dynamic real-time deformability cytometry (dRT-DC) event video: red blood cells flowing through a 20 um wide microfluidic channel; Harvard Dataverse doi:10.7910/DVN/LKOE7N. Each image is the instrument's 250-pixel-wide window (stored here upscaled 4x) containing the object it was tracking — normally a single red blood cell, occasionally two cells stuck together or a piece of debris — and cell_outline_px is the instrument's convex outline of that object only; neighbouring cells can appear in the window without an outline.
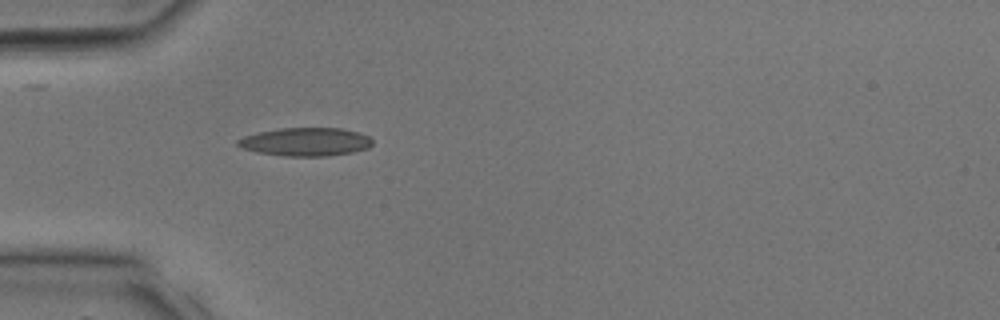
{"species": "common noctule bat (a hibernating species)", "species_latin": "Nyctalus noctula", "temperature_condition": "room temperature", "stored_images_in_passage": 23, "camera_frame_rate_fps": 3000, "um_per_image_px": 0.085, "animal": {"sex": "male", "body_mass_g": 17.9, "forearm_length_mm": 54.2}, "frame": {"image": 1, "passage_image": 1, "time_ms": 0.0, "image_size_px": [1000, 320], "cell_outline_px": [[372, 144], [368, 148], [352, 152], [328, 156], [284, 156], [256, 152], [244, 148], [236, 144], [236, 140], [244, 136], [260, 132], [280, 128], [340, 128], [356, 132], [368, 136], [372, 140]], "centroid_in_image_um": [25.97, 12.06], "position_along_channel_um": 59.0, "area_um2": 22.08}}
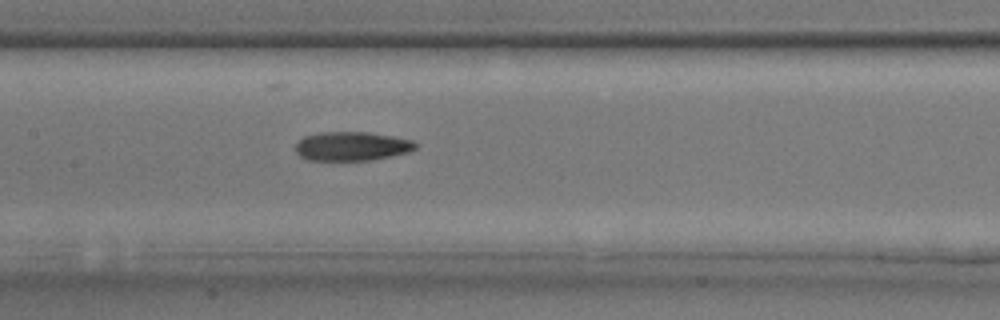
{"frame": {"image": 2, "passage_image": 7, "time_ms": 2.0, "image_size_px": [1000, 320], "cell_outline_px": [[416, 148], [408, 152], [372, 160], [308, 160], [300, 156], [296, 152], [296, 144], [304, 136], [320, 132], [368, 132], [392, 136], [412, 140], [416, 144]], "centroid_in_image_um": [29.89, 12.42], "position_along_channel_um": 177.5, "area_um2": 20.17}}
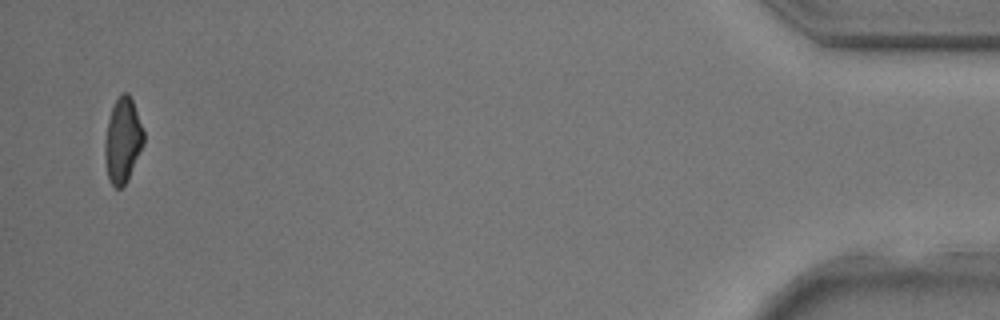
{"frame": {"image": 3, "passage_image": 23, "time_ms": 7.333, "image_size_px": [1000, 320], "cell_outline_px": [[144, 144], [128, 180], [120, 188], [116, 188], [108, 180], [104, 156], [104, 140], [108, 120], [112, 108], [116, 100], [124, 92], [128, 92], [132, 100], [144, 132]], "centroid_in_image_um": [10.42, 11.97], "position_along_channel_um": 424.8, "area_um2": 19.19}}